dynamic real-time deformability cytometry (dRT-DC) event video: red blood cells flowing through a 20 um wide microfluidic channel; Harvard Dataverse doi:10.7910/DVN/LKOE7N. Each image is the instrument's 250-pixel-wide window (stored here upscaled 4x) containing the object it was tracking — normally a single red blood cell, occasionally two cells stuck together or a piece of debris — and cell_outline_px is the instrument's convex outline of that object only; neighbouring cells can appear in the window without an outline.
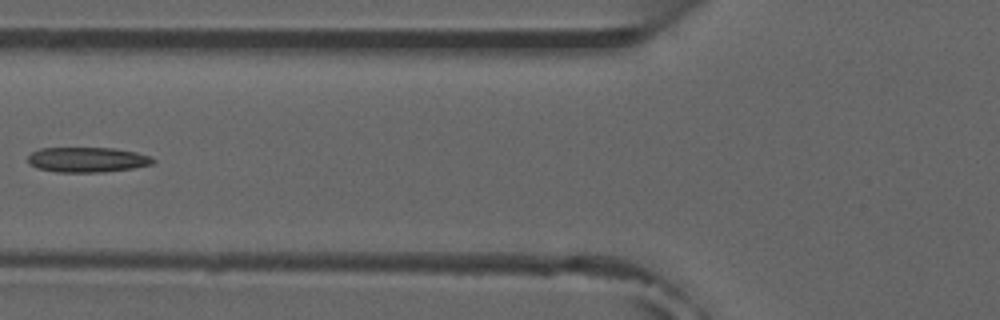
{"species": "common noctule bat (a hibernating species)", "species_latin": "Nyctalus noctula", "temperature_condition": "room temperature", "stored_images_in_passage": 6, "camera_frame_rate_fps": 3000, "um_per_image_px": 0.085, "animal": {"sex": "male", "forearm_length_mm": 52.5}, "frame": {"image": 1, "passage_image": 5, "time_ms": 4.667, "image_size_px": [1000, 320], "cell_outline_px": [[156, 160], [152, 164], [132, 168], [104, 172], [56, 172], [36, 168], [28, 164], [28, 156], [32, 152], [40, 148], [116, 148], [136, 152], [148, 156]], "centroid_in_image_um": [7.38, 13.57], "position_along_channel_um": 118.4, "area_um2": 18.32}}
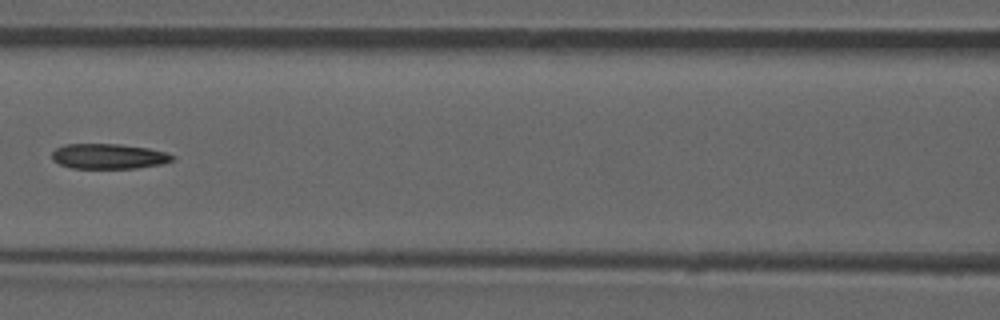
{"frame": {"image": 2, "passage_image": 6, "time_ms": 5.667, "image_size_px": [1000, 320], "cell_outline_px": [[176, 160], [164, 164], [136, 168], [72, 168], [60, 164], [52, 160], [52, 152], [56, 148], [64, 144], [120, 144], [148, 148], [168, 152], [176, 156]], "centroid_in_image_um": [9.3, 13.28], "position_along_channel_um": 157.3, "area_um2": 17.92}}